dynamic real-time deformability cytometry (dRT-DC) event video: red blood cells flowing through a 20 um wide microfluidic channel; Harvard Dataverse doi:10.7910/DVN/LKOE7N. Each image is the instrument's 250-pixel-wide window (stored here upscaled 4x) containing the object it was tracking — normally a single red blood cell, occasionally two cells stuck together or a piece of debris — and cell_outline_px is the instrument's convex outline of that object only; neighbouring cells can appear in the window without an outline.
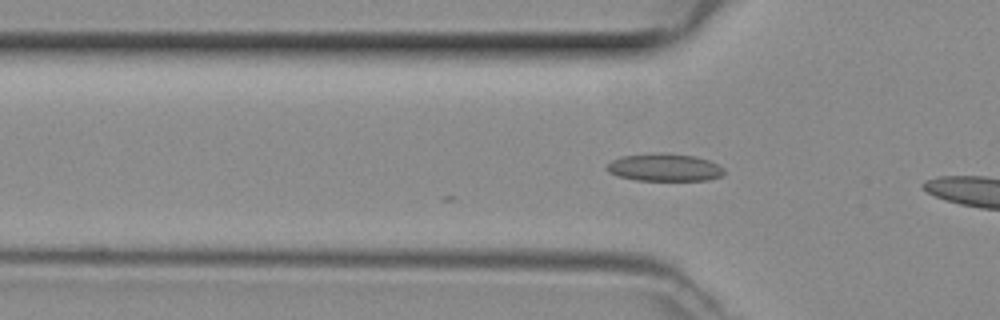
{"species": "common noctule bat (a hibernating species)", "species_latin": "Nyctalus noctula", "temperature_condition": "room temperature", "stored_images_in_passage": 5, "camera_frame_rate_fps": 3000, "um_per_image_px": 0.085, "animal": {"sex": "female", "body_mass_g": 29.2, "forearm_length_mm": 56.3}, "frame": {"image": 1, "passage_image": 5, "time_ms": 1.333, "image_size_px": [1000, 320], "cell_outline_px": [[724, 172], [720, 176], [708, 180], [636, 180], [616, 176], [608, 172], [604, 168], [612, 160], [620, 156], [652, 152], [664, 152], [696, 156], [708, 160], [724, 168]], "centroid_in_image_um": [56.42, 14.21], "position_along_channel_um": 69.4, "area_um2": 19.13}}